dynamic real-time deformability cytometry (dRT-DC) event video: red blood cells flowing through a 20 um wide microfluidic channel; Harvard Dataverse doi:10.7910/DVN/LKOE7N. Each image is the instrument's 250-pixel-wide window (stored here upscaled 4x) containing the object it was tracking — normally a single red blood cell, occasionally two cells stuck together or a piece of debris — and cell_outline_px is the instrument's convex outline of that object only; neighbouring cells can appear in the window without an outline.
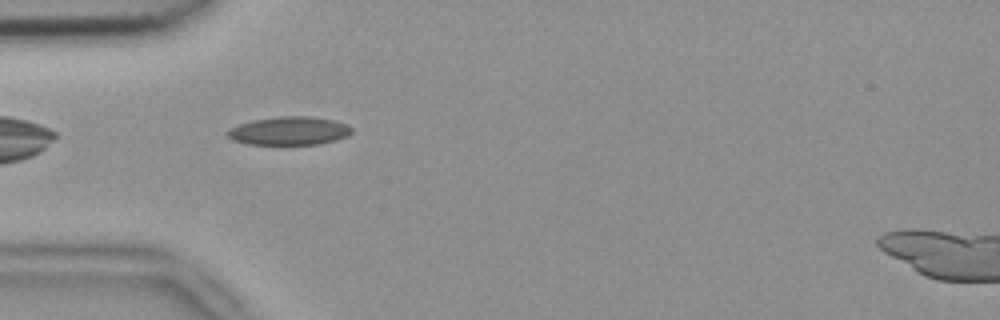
{"species": "common noctule bat (a hibernating species)", "species_latin": "Nyctalus noctula", "temperature_condition": "room temperature", "stored_images_in_passage": 5, "camera_frame_rate_fps": 3000, "um_per_image_px": 0.085, "animal": {"sex": "female", "body_mass_g": 18.4}, "frame": {"image": 1, "passage_image": 4, "time_ms": 1.0, "image_size_px": [1000, 320], "cell_outline_px": [[352, 132], [348, 136], [316, 144], [248, 144], [232, 140], [224, 132], [228, 128], [252, 120], [280, 116], [308, 116], [332, 120], [348, 124], [352, 128]], "centroid_in_image_um": [24.54, 11.11], "position_along_channel_um": 60.5, "area_um2": 20.46}}